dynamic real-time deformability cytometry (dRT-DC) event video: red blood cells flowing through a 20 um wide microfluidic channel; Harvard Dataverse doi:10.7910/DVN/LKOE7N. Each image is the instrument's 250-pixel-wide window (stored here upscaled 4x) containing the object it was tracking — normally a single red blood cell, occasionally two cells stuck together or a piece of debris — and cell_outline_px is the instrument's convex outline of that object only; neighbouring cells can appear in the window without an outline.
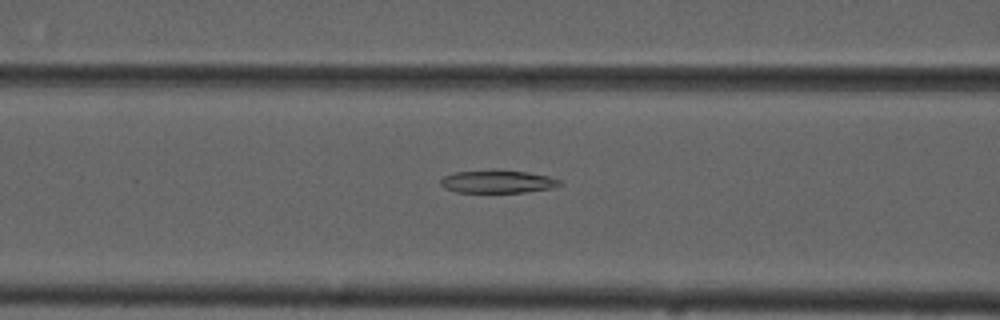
{"species": "common noctule bat (a hibernating species)", "species_latin": "Nyctalus noctula", "temperature_condition": "cold", "stored_images_in_passage": 39, "camera_frame_rate_fps": 3000, "um_per_image_px": 0.085, "animal": {"sex": "male", "forearm_length_mm": 52.5}, "frame": {"image": 1, "passage_image": 7, "time_ms": 2.0, "image_size_px": [1000, 320], "cell_outline_px": [[564, 184], [552, 188], [524, 192], [456, 192], [444, 188], [440, 184], [440, 180], [444, 176], [452, 172], [528, 172], [548, 176], [560, 180]], "centroid_in_image_um": [42.31, 15.47], "position_along_channel_um": 124.3, "area_um2": 15.26}}
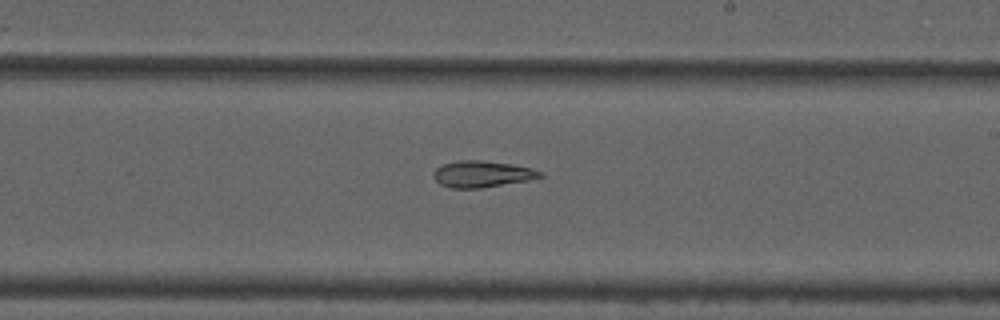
{"frame": {"image": 2, "passage_image": 17, "time_ms": 5.333, "image_size_px": [1000, 320], "cell_outline_px": [[544, 176], [528, 180], [480, 188], [452, 188], [440, 184], [432, 176], [432, 172], [436, 168], [444, 164], [460, 160], [480, 160], [512, 164], [532, 168], [544, 172]], "centroid_in_image_um": [40.98, 14.79], "position_along_channel_um": 248.0, "area_um2": 16.42}}
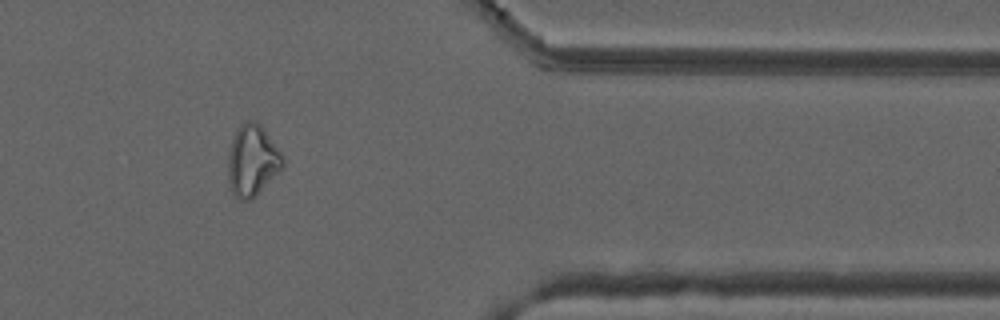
{"frame": {"image": 3, "passage_image": 30, "time_ms": 9.667, "image_size_px": [1000, 320], "cell_outline_px": [[284, 164], [280, 172], [252, 200], [236, 200], [228, 184], [228, 152], [236, 128], [244, 120], [256, 120], [264, 128], [284, 152]], "centroid_in_image_um": [21.47, 13.63], "position_along_channel_um": 389.9, "area_um2": 23.64}, "authors_computed_cell_mechanics": {"area_um2": 17.7446, "velocity_mm_per_s": 3.7221, "shape_relaxation_time_tau1_ms": null, "shape_relaxation_time_tau2_ms": 5.9272, "deformation_change_tau1": null, "deformation_change_tau2": 0.1551}}